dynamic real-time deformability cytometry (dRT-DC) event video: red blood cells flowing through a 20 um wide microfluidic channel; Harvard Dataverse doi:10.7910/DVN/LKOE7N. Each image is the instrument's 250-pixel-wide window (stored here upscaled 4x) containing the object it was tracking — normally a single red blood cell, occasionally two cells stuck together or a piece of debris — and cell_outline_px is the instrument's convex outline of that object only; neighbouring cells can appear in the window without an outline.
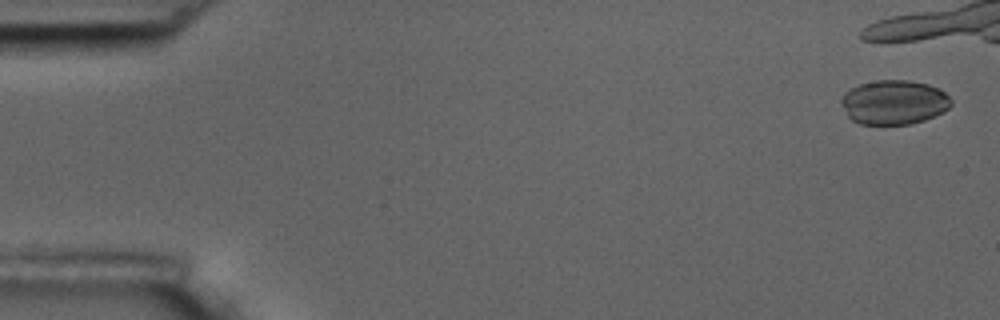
{"species": "common noctule bat (a hibernating species)", "species_latin": "Nyctalus noctula", "temperature_condition": "room temperature", "stored_images_in_passage": 13, "camera_frame_rate_fps": 3000, "um_per_image_px": 0.085, "animal": {"sex": "male", "body_mass_g": 17.5, "forearm_length_mm": 52.3}, "frame": {"image": 1, "passage_image": 1, "time_ms": 0.0, "image_size_px": [1000, 320], "cell_outline_px": [[952, 104], [944, 112], [924, 120], [912, 124], [860, 124], [852, 120], [848, 116], [840, 104], [840, 100], [844, 92], [860, 84], [876, 80], [908, 80], [928, 84], [944, 92], [952, 100]], "centroid_in_image_um": [75.97, 8.69], "position_along_channel_um": 9.0, "area_um2": 28.5}}